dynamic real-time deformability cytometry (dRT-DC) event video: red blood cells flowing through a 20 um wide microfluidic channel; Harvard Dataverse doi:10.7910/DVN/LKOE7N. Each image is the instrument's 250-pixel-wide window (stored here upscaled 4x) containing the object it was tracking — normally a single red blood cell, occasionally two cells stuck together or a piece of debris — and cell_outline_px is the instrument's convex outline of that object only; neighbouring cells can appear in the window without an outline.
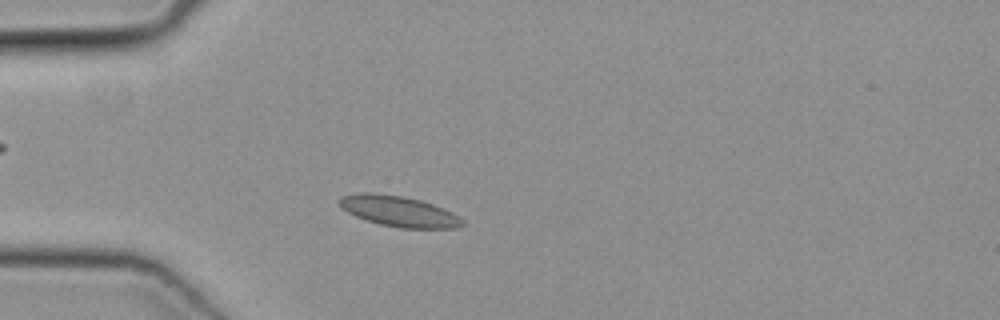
{"species": "common noctule bat (a hibernating species)", "species_latin": "Nyctalus noctula", "temperature_condition": "cold", "stored_images_in_passage": 39, "camera_frame_rate_fps": 3000, "um_per_image_px": 0.085, "animal": {"sex": "female", "body_mass_g": 19.3, "forearm_length_mm": 54.1}, "frame": {"image": 1, "passage_image": 8, "time_ms": 2.333, "image_size_px": [1000, 320], "cell_outline_px": [[464, 224], [456, 228], [400, 228], [380, 224], [364, 220], [348, 212], [336, 200], [340, 196], [356, 192], [372, 192], [404, 196], [420, 200], [432, 204], [452, 212], [460, 216], [464, 220]], "centroid_in_image_um": [33.88, 17.95], "position_along_channel_um": 51.1, "area_um2": 22.14}}
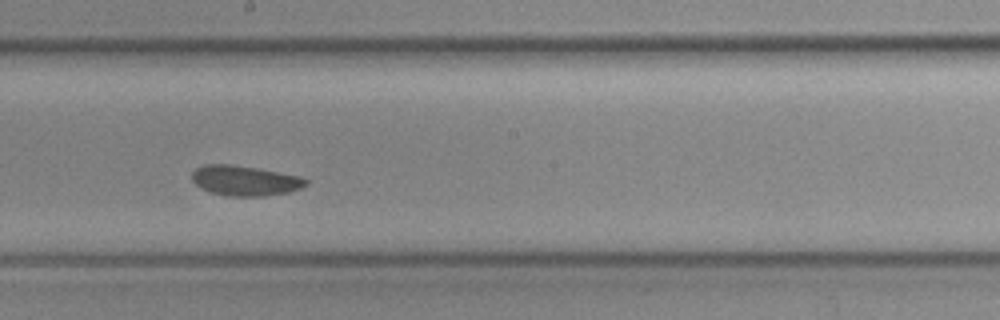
{"frame": {"image": 2, "passage_image": 22, "time_ms": 7.0, "image_size_px": [1000, 320], "cell_outline_px": [[308, 184], [300, 188], [288, 192], [264, 196], [228, 196], [212, 192], [200, 188], [192, 180], [192, 172], [196, 168], [204, 164], [228, 164], [256, 168], [300, 176], [308, 180]], "centroid_in_image_um": [20.81, 15.35], "position_along_channel_um": 227.4, "area_um2": 19.88}}
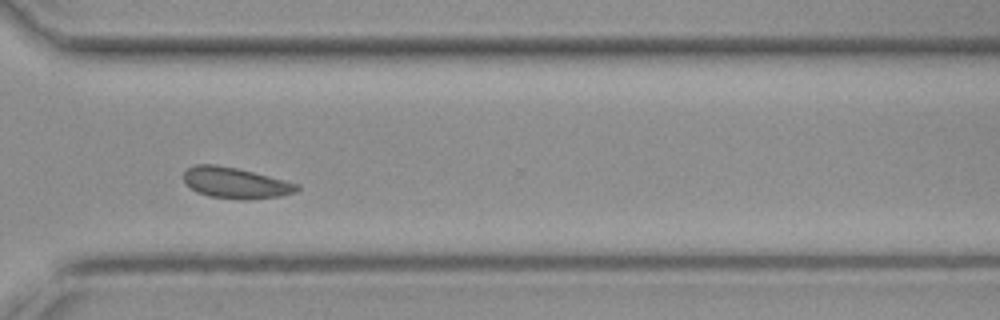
{"frame": {"image": 3, "passage_image": 31, "time_ms": 10.0, "image_size_px": [1000, 320], "cell_outline_px": [[300, 188], [296, 192], [280, 196], [248, 200], [244, 200], [208, 196], [196, 192], [184, 180], [184, 172], [188, 168], [196, 164], [216, 164], [236, 168], [300, 184]], "centroid_in_image_um": [20.03, 15.55], "position_along_channel_um": 350.6, "area_um2": 20.35}}